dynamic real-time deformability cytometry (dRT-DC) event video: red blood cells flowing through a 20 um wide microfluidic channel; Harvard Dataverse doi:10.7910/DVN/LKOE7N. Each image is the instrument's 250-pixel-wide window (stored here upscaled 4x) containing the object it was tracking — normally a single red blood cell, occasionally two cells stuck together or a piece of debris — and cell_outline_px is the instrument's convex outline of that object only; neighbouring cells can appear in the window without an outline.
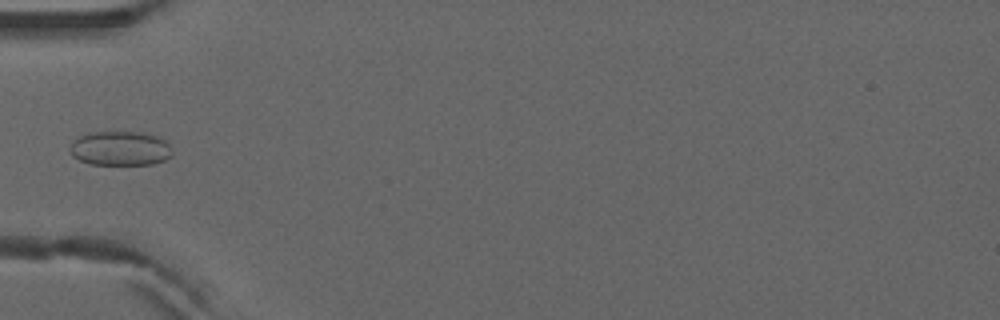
{"species": "common noctule bat (a hibernating species)", "species_latin": "Nyctalus noctula", "temperature_condition": "warm", "stored_images_in_passage": 5, "camera_frame_rate_fps": 3000, "um_per_image_px": 0.085, "animal": {"sex": "male", "forearm_length_mm": 52.5}, "frame": {"image": 1, "passage_image": 5, "time_ms": 1.333, "image_size_px": [1000, 320], "cell_outline_px": [[172, 156], [164, 160], [152, 164], [88, 164], [72, 156], [68, 152], [68, 148], [80, 136], [92, 132], [136, 132], [156, 136], [164, 140], [168, 144], [172, 152]], "centroid_in_image_um": [10.19, 12.62], "position_along_channel_um": 74.8, "area_um2": 20.35}}